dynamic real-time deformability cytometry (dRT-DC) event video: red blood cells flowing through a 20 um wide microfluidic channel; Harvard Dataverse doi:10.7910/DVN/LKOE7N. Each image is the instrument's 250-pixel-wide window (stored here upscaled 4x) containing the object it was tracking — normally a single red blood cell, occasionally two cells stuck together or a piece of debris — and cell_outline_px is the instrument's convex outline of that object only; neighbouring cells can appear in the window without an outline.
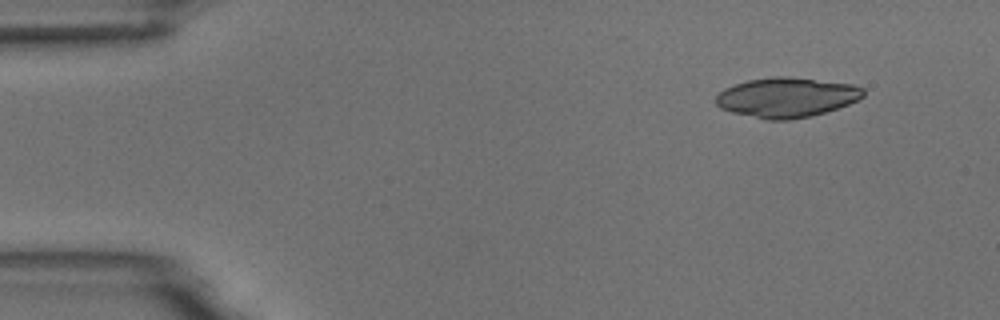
{"species": "common noctule bat (a hibernating species)", "species_latin": "Nyctalus noctula", "temperature_condition": "room temperature", "stored_images_in_passage": 9, "camera_frame_rate_fps": 3000, "um_per_image_px": 0.085, "animal": {"sex": "male", "body_mass_g": 18.8}, "frame": {"image": 1, "passage_image": 1, "time_ms": 0.0, "image_size_px": [1000, 320], "cell_outline_px": [[864, 96], [848, 104], [812, 116], [788, 120], [768, 120], [732, 112], [720, 108], [716, 104], [716, 96], [724, 88], [748, 80], [776, 76], [788, 76], [852, 84], [864, 88]], "centroid_in_image_um": [66.86, 8.28], "position_along_channel_um": 18.1, "area_um2": 34.04}}